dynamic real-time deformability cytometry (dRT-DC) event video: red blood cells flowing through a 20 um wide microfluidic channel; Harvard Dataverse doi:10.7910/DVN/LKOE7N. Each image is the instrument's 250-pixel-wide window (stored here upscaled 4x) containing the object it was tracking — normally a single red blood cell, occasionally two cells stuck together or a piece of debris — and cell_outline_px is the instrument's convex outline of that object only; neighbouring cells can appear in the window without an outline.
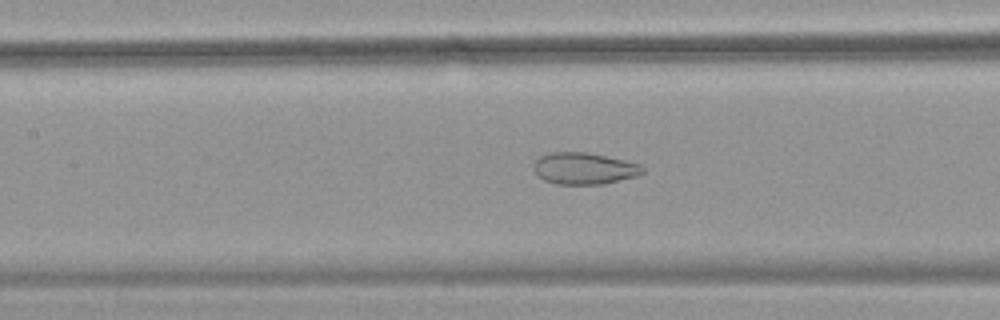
{"species": "common noctule bat (a hibernating species)", "species_latin": "Nyctalus noctula", "temperature_condition": "warm", "stored_images_in_passage": 55, "camera_frame_rate_fps": 3000, "um_per_image_px": 0.085, "animal": {"sex": "female", "body_mass_g": 18.4}, "frame": {"image": 1, "passage_image": 26, "time_ms": 8.333, "image_size_px": [1000, 320], "cell_outline_px": [[644, 172], [636, 176], [604, 184], [556, 184], [544, 180], [532, 168], [532, 164], [540, 156], [548, 152], [588, 152], [624, 160], [640, 164], [644, 168]], "centroid_in_image_um": [49.63, 14.31], "position_along_channel_um": 157.8, "area_um2": 20.17}}
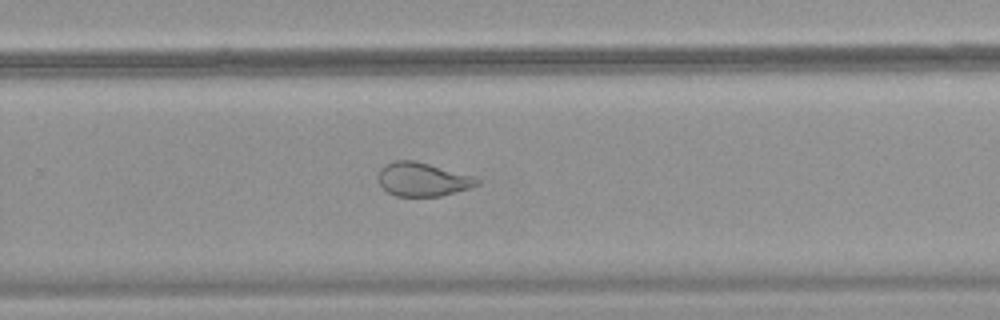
{"frame": {"image": 2, "passage_image": 37, "time_ms": 12.0, "image_size_px": [1000, 320], "cell_outline_px": [[480, 184], [468, 188], [440, 196], [396, 196], [388, 192], [380, 184], [376, 176], [380, 168], [384, 164], [392, 160], [412, 160], [428, 164], [468, 176], [480, 180]], "centroid_in_image_um": [35.81, 15.25], "position_along_channel_um": 294.0, "area_um2": 19.02}}
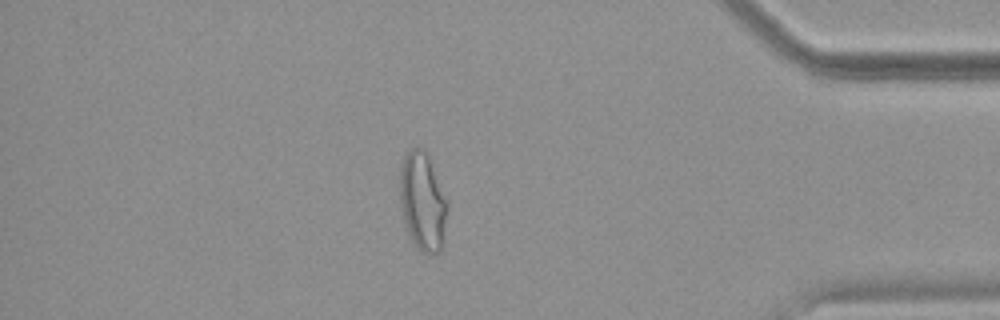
{"frame": {"image": 3, "passage_image": 48, "time_ms": 15.667, "image_size_px": [1000, 320], "cell_outline_px": [[448, 208], [444, 236], [440, 252], [428, 256], [412, 240], [408, 232], [404, 220], [400, 200], [400, 168], [404, 156], [412, 148], [424, 148], [428, 152], [448, 200]], "centroid_in_image_um": [35.96, 17.1], "position_along_channel_um": 399.2, "area_um2": 27.51}, "authors_computed_cell_mechanics": {"area_um2": 27.166, "velocity_mm_per_s": 3.7388, "shape_relaxation_time_tau1_ms": null, "shape_relaxation_time_tau2_ms": 1.0229, "deformation_change_tau1": null, "deformation_change_tau2": 0.08}}